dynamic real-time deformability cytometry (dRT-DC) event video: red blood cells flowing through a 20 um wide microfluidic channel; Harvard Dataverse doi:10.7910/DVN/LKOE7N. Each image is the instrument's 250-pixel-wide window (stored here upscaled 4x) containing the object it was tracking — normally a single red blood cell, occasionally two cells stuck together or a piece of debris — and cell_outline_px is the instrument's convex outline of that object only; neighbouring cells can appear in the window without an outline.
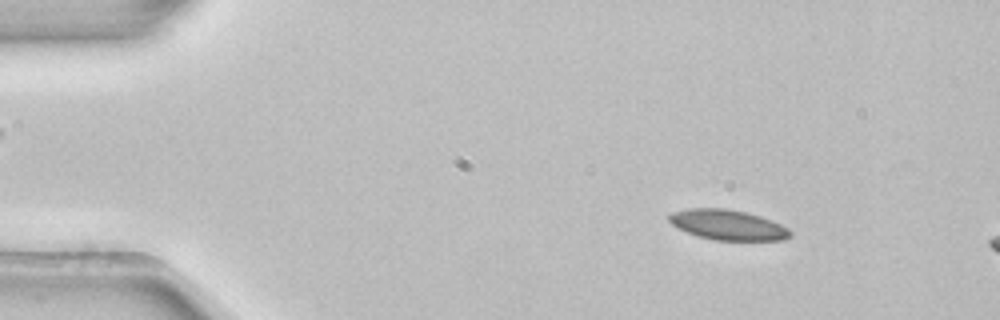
{"species": "common noctule bat (a hibernating species)", "species_latin": "Nyctalus noctula", "temperature_condition": "room temperature", "stored_images_in_passage": 4, "camera_frame_rate_fps": 3000, "um_per_image_px": 0.085, "animal": {"sex": "female", "body_mass_g": 22.7, "forearm_length_mm": 54.2}, "frame": {"image": 1, "passage_image": 2, "time_ms": 0.333, "image_size_px": [1000, 320], "cell_outline_px": [[792, 236], [784, 240], [712, 240], [688, 232], [672, 224], [668, 220], [668, 216], [672, 212], [688, 208], [724, 208], [748, 212], [772, 220], [788, 228], [792, 232]], "centroid_in_image_um": [61.9, 19.11], "position_along_channel_um": 23.1, "area_um2": 21.33}}